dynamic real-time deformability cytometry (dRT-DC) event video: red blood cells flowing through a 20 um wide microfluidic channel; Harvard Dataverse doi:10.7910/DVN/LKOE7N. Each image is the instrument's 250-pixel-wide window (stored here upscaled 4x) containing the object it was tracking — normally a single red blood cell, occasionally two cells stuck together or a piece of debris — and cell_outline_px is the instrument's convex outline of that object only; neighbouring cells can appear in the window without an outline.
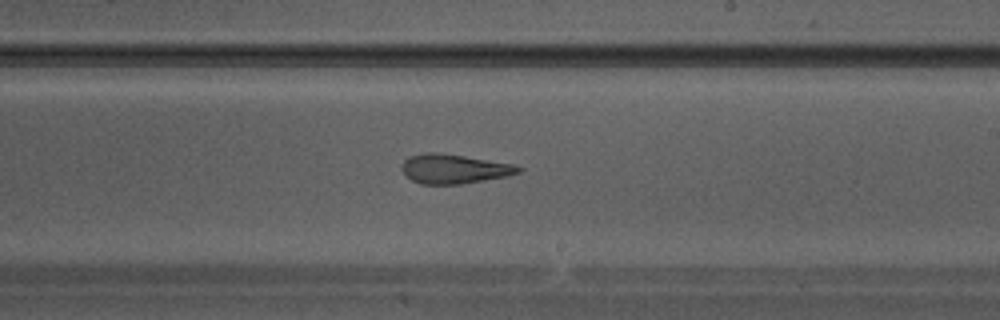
{"species": "Egyptian fruit bat (a non-hibernating species)", "species_latin": "Rousettus aegyptiacus", "temperature_condition": "warm", "stored_images_in_passage": 28, "camera_frame_rate_fps": 3000, "um_per_image_px": 0.085, "animal": {"sex": "male"}, "frame": {"image": 1, "passage_image": 14, "time_ms": 4.333, "image_size_px": [1000, 320], "cell_outline_px": [[524, 168], [520, 172], [508, 176], [460, 184], [420, 184], [412, 180], [400, 168], [400, 164], [408, 156], [424, 152], [436, 152], [464, 156], [512, 164]], "centroid_in_image_um": [38.56, 14.35], "position_along_channel_um": 250.4, "area_um2": 19.94}}